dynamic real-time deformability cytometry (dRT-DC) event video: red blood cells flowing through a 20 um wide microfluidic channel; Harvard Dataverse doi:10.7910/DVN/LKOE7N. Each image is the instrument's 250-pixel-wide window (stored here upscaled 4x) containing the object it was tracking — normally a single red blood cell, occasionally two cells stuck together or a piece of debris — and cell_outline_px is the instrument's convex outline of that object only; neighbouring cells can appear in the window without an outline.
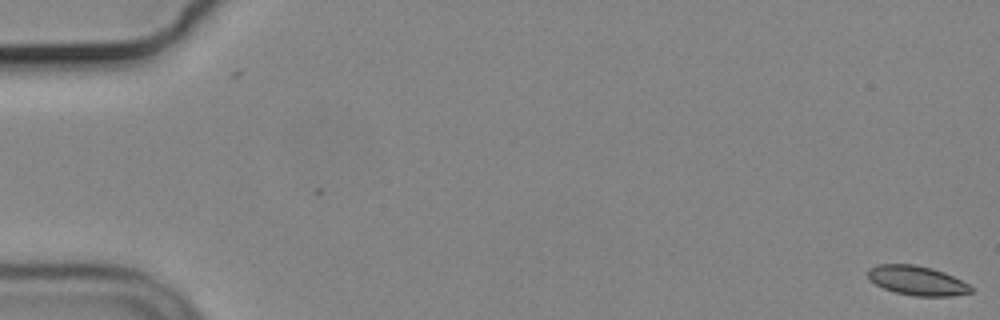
{"species": "common noctule bat (a hibernating species)", "species_latin": "Nyctalus noctula", "temperature_condition": "cold", "stored_images_in_passage": 2, "camera_frame_rate_fps": 3000, "um_per_image_px": 0.085, "animal": {"sex": "male", "body_mass_g": 19.2, "forearm_length_mm": 51.8}, "frame": {"image": 1, "passage_image": 2, "time_ms": 0.333, "image_size_px": [1000, 320], "cell_outline_px": [[972, 292], [952, 296], [916, 296], [896, 292], [884, 288], [868, 280], [868, 268], [876, 264], [912, 264], [932, 268], [944, 272], [968, 284], [972, 288]], "centroid_in_image_um": [77.92, 23.84], "position_along_channel_um": 7.1, "area_um2": 17.57}}